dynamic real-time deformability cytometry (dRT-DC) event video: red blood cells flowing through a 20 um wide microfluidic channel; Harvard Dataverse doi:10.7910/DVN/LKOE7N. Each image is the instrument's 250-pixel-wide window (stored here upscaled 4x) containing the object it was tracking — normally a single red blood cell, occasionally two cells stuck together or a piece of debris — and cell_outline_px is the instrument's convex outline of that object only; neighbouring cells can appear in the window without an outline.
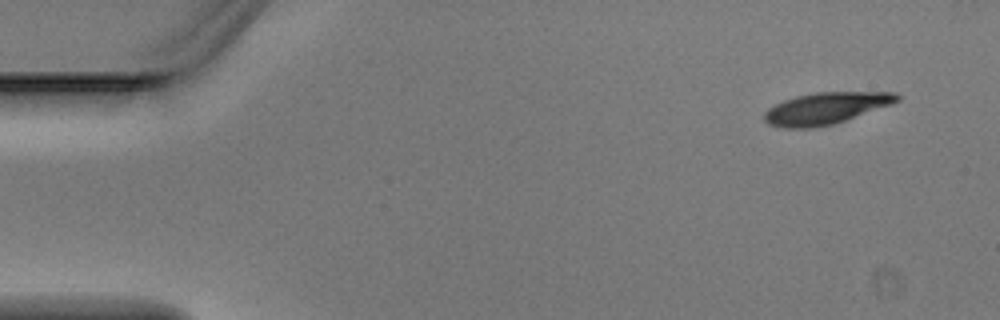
{"species": "Egyptian fruit bat (a non-hibernating species)", "species_latin": "Rousettus aegyptiacus", "temperature_condition": "warm", "stored_images_in_passage": 3, "camera_frame_rate_fps": 3000, "um_per_image_px": 0.085, "animal": {"sex": "male"}, "frame": {"image": 1, "passage_image": 1, "time_ms": 0.0, "image_size_px": [1000, 320], "cell_outline_px": [[900, 100], [892, 104], [832, 124], [812, 128], [776, 128], [768, 124], [764, 120], [764, 112], [768, 108], [784, 100], [796, 96], [816, 92], [896, 92], [900, 96]], "centroid_in_image_um": [70.16, 9.2], "position_along_channel_um": 14.8, "area_um2": 24.45}}
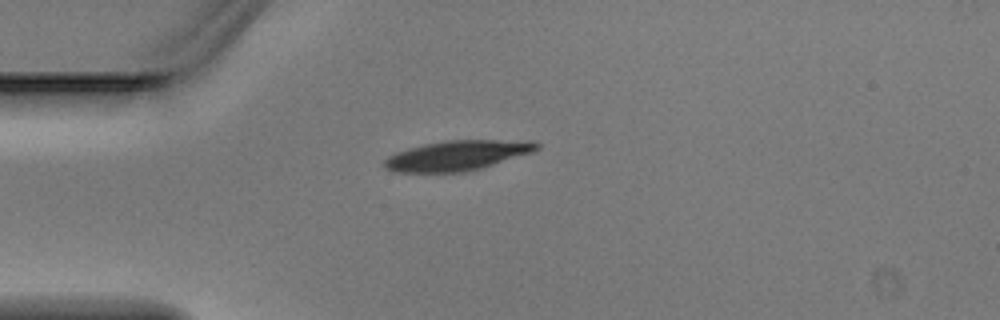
{"frame": {"image": 2, "passage_image": 3, "time_ms": 0.667, "image_size_px": [1000, 320], "cell_outline_px": [[540, 148], [532, 152], [480, 168], [464, 172], [396, 172], [384, 168], [384, 160], [388, 156], [396, 152], [408, 148], [424, 144], [448, 140], [532, 140], [540, 144]], "centroid_in_image_um": [38.87, 13.2], "position_along_channel_um": 46.1, "area_um2": 26.53}}